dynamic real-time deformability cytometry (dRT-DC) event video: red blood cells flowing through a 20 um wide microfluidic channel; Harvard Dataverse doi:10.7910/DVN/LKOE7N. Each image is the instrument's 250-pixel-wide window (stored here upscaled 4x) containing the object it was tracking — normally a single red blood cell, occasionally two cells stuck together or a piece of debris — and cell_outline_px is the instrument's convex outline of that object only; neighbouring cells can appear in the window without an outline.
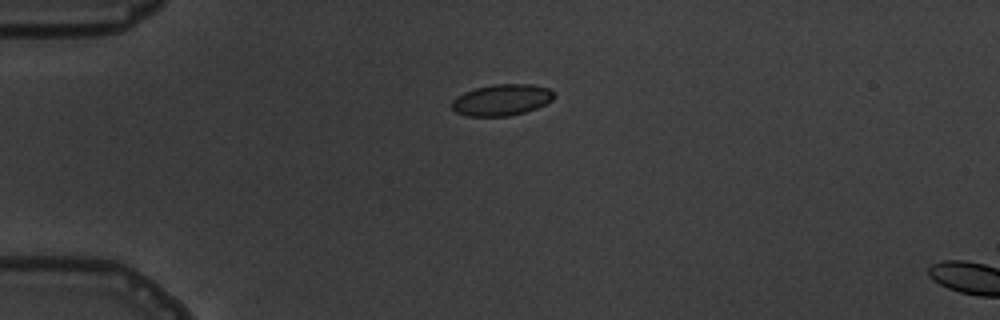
{"species": "common noctule bat (a hibernating species)", "species_latin": "Nyctalus noctula", "temperature_condition": "warm", "stored_images_in_passage": 3, "camera_frame_rate_fps": 3000, "um_per_image_px": 0.085, "animal": {"sex": "male", "body_mass_g": 19.5, "forearm_length_mm": 54.6}, "frame": {"image": 1, "passage_image": 2, "time_ms": 1.0, "image_size_px": [1000, 320], "cell_outline_px": [[556, 96], [552, 100], [536, 108], [524, 112], [508, 116], [468, 116], [456, 112], [452, 108], [452, 100], [456, 96], [464, 92], [476, 88], [492, 84], [532, 84], [548, 88]], "centroid_in_image_um": [42.63, 8.49], "position_along_channel_um": 42.4, "area_um2": 18.61}}